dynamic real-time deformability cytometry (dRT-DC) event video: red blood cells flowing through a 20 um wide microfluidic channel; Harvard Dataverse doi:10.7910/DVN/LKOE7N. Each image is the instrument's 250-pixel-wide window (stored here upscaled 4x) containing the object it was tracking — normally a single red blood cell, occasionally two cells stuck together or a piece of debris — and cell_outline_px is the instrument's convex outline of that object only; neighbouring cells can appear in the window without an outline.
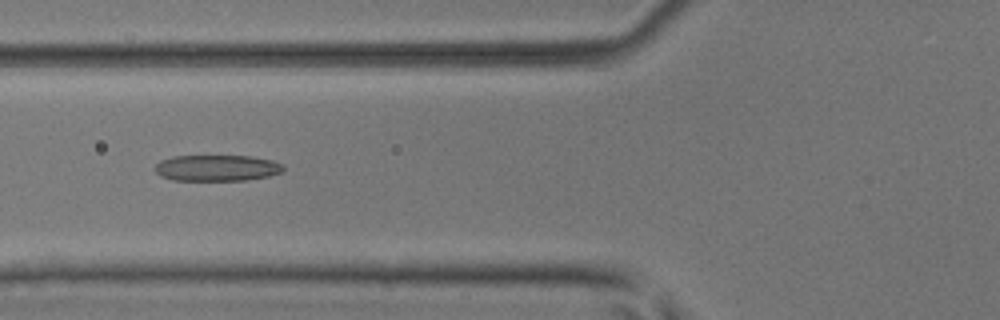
{"species": "common noctule bat (a hibernating species)", "species_latin": "Nyctalus noctula", "temperature_condition": "room temperature", "stored_images_in_passage": 6, "camera_frame_rate_fps": 3000, "um_per_image_px": 0.085, "animal": {"sex": "male", "body_mass_g": 17.9, "forearm_length_mm": 54.2}, "frame": {"image": 1, "passage_image": 6, "time_ms": 1.667, "image_size_px": [1000, 320], "cell_outline_px": [[284, 168], [280, 172], [268, 176], [248, 180], [172, 180], [160, 176], [156, 172], [156, 164], [160, 160], [172, 156], [252, 156], [272, 160], [280, 164]], "centroid_in_image_um": [18.4, 14.27], "position_along_channel_um": 107.4, "area_um2": 19.48}}